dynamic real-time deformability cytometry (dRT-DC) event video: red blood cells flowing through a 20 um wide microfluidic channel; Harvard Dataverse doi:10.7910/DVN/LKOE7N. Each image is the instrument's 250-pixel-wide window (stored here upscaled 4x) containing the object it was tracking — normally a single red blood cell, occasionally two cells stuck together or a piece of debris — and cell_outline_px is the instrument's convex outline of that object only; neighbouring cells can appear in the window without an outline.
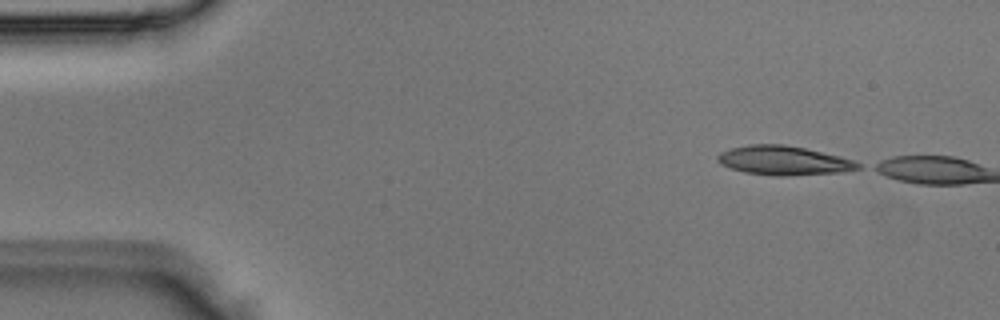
{"species": "Egyptian fruit bat (a non-hibernating species)", "species_latin": "Rousettus aegyptiacus", "temperature_condition": "room temperature", "stored_images_in_passage": 2, "camera_frame_rate_fps": 3000, "um_per_image_px": 0.085, "animal": {"sex": "male"}, "frame": {"image": 1, "passage_image": 1, "time_ms": 0.0, "image_size_px": [1000, 320], "cell_outline_px": [[864, 168], [844, 172], [784, 176], [772, 176], [744, 172], [720, 164], [716, 160], [716, 156], [720, 152], [732, 148], [748, 144], [784, 144], [804, 148], [840, 156], [864, 164]], "centroid_in_image_um": [66.65, 13.65], "position_along_channel_um": 18.3, "area_um2": 24.1}}